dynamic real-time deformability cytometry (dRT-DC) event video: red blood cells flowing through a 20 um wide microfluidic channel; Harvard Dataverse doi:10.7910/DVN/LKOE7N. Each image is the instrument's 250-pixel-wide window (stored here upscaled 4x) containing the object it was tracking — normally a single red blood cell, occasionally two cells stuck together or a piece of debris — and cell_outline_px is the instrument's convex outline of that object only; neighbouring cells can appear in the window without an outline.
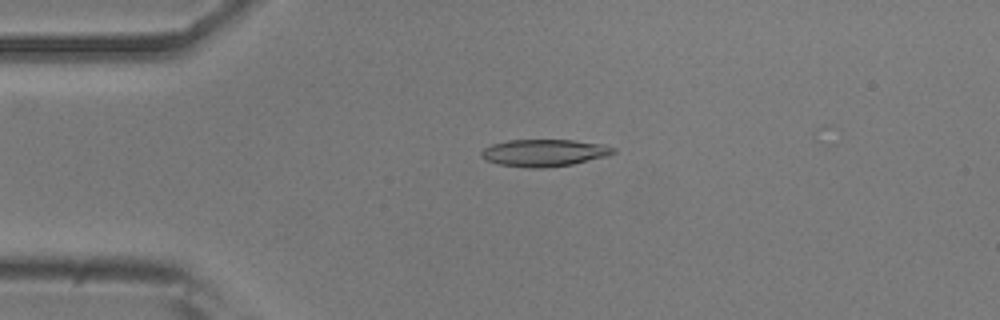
{"species": "common noctule bat (a hibernating species)", "species_latin": "Nyctalus noctula", "temperature_condition": "room temperature", "stored_images_in_passage": 52, "camera_frame_rate_fps": 3000, "um_per_image_px": 0.085, "animal": {"sex": "male", "body_mass_g": 20.5, "forearm_length_mm": 52.5}, "frame": {"image": 1, "passage_image": 12, "time_ms": 3.667, "image_size_px": [1000, 320], "cell_outline_px": [[616, 152], [608, 156], [572, 164], [548, 168], [524, 168], [500, 164], [488, 160], [480, 156], [480, 152], [484, 148], [492, 144], [508, 140], [572, 140], [600, 144], [616, 148]], "centroid_in_image_um": [46.26, 12.99], "position_along_channel_um": 38.7, "area_um2": 20.87}}
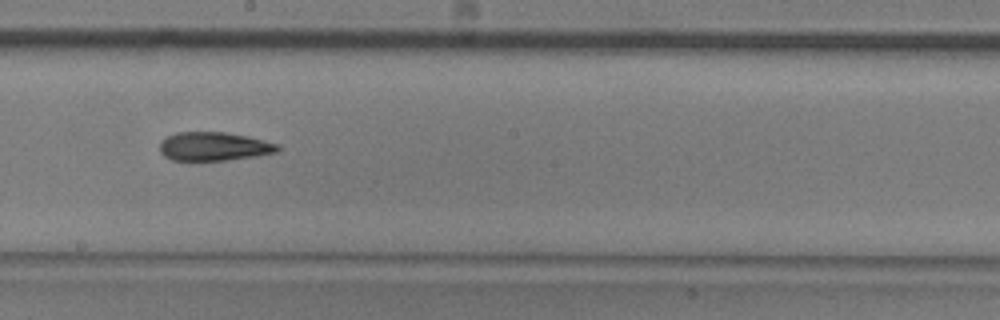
{"frame": {"image": 2, "passage_image": 29, "time_ms": 9.333, "image_size_px": [1000, 320], "cell_outline_px": [[280, 148], [276, 152], [256, 156], [228, 160], [172, 160], [164, 156], [160, 152], [160, 140], [176, 132], [224, 132], [248, 136], [280, 144]], "centroid_in_image_um": [18.18, 12.44], "position_along_channel_um": 230.0, "area_um2": 19.77}}
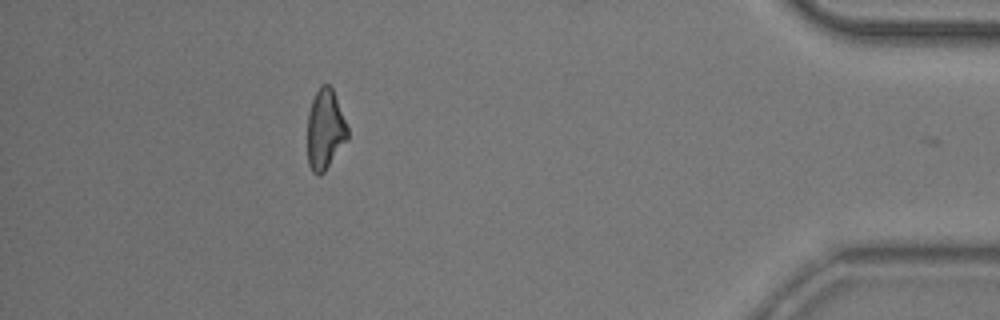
{"frame": {"image": 3, "passage_image": 47, "time_ms": 15.333, "image_size_px": [1000, 320], "cell_outline_px": [[348, 140], [324, 172], [320, 176], [316, 176], [312, 172], [308, 164], [308, 112], [312, 100], [320, 84], [328, 84], [332, 88], [348, 128]], "centroid_in_image_um": [27.63, 11.04], "position_along_channel_um": 407.6, "area_um2": 18.84}, "authors_computed_cell_mechanics": {"area_um2": 20.2011, "velocity_mm_per_s": 3.8482, "shape_relaxation_time_tau1_ms": 5.9409, "shape_relaxation_time_tau2_ms": 6.708, "deformation_change_tau1": 0.1791, "deformation_change_tau2": 0.1901}}